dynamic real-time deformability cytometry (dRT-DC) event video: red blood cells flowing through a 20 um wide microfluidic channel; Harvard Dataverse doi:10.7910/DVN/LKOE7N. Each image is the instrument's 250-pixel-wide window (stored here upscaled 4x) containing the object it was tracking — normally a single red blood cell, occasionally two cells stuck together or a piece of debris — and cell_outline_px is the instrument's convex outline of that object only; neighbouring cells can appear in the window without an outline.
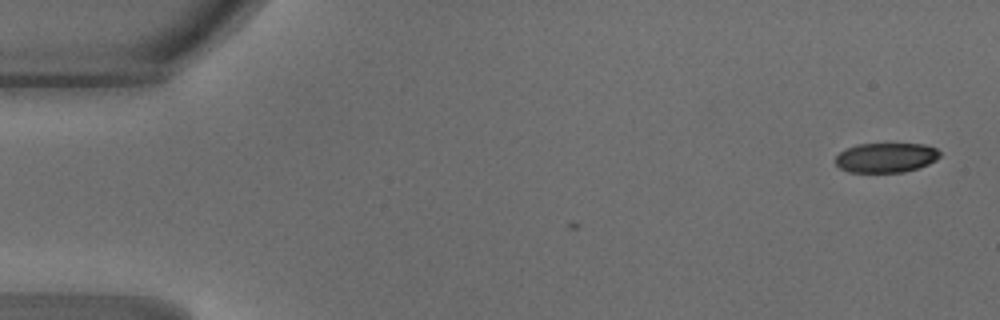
{"species": "common noctule bat (a hibernating species)", "species_latin": "Nyctalus noctula", "temperature_condition": "warm", "stored_images_in_passage": 4, "camera_frame_rate_fps": 3000, "um_per_image_px": 0.085, "animal": {"sex": "male", "body_mass_g": 18.8}, "frame": {"image": 1, "passage_image": 4, "time_ms": 1.0, "image_size_px": [1000, 320], "cell_outline_px": [[940, 156], [936, 160], [928, 164], [904, 172], [848, 172], [840, 168], [836, 164], [836, 156], [840, 152], [856, 144], [924, 144], [936, 148], [940, 152]], "centroid_in_image_um": [75.31, 13.4], "position_along_channel_um": 9.7, "area_um2": 17.98}}